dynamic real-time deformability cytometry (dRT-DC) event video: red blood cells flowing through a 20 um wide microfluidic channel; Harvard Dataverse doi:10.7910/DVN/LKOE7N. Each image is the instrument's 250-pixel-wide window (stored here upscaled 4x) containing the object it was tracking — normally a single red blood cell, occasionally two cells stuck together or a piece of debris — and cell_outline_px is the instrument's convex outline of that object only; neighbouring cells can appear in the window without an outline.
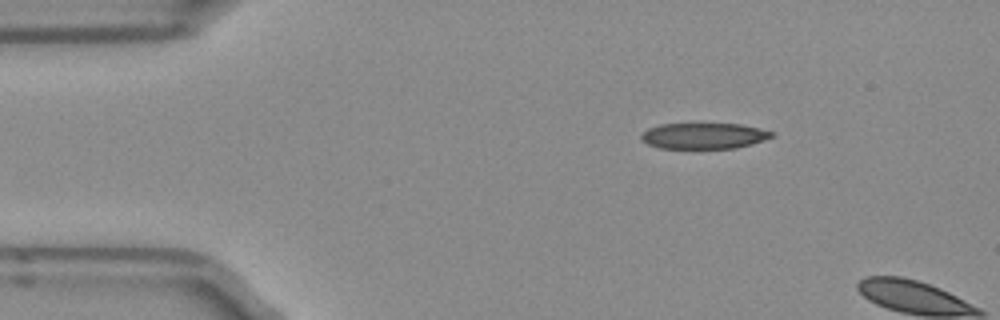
{"species": "Egyptian fruit bat (a non-hibernating species)", "species_latin": "Rousettus aegyptiacus", "temperature_condition": "room temperature", "stored_images_in_passage": 2, "camera_frame_rate_fps": 3000, "um_per_image_px": 0.085, "frame": {"image": 1, "passage_image": 1, "time_ms": 0.0, "image_size_px": [1000, 320], "cell_outline_px": [[776, 136], [752, 144], [736, 148], [660, 148], [648, 144], [640, 140], [640, 136], [648, 128], [660, 124], [740, 124], [760, 128], [776, 132]], "centroid_in_image_um": [59.87, 11.55], "position_along_channel_um": 25.1, "area_um2": 19.83}}